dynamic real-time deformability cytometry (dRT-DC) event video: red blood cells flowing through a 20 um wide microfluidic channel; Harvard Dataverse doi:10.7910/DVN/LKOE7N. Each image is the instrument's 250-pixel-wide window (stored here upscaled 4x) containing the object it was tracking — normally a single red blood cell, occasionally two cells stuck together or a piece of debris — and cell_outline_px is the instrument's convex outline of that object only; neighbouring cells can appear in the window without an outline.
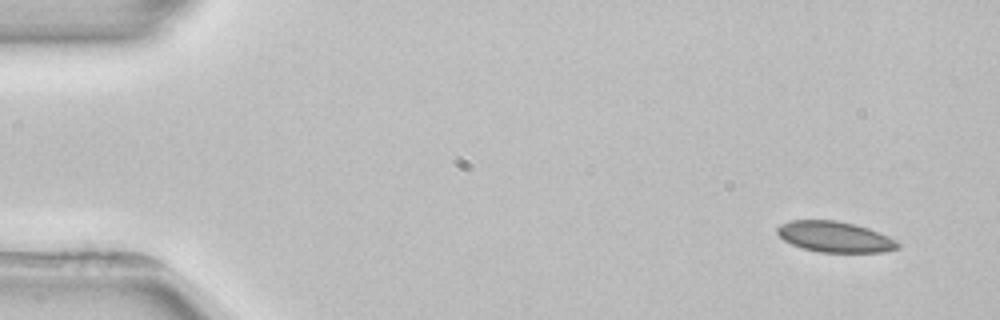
{"species": "common noctule bat (a hibernating species)", "species_latin": "Nyctalus noctula", "temperature_condition": "room temperature", "stored_images_in_passage": 4, "camera_frame_rate_fps": 3000, "um_per_image_px": 0.085, "animal": {"sex": "female", "body_mass_g": 22.7, "forearm_length_mm": 54.2}, "frame": {"image": 1, "passage_image": 1, "time_ms": 0.0, "image_size_px": [1000, 320], "cell_outline_px": [[900, 248], [884, 252], [820, 252], [804, 248], [792, 244], [784, 240], [776, 232], [776, 228], [780, 224], [792, 220], [836, 220], [856, 224], [868, 228], [888, 236], [896, 240], [900, 244]], "centroid_in_image_um": [70.98, 20.12], "position_along_channel_um": 14.0, "area_um2": 21.62}}
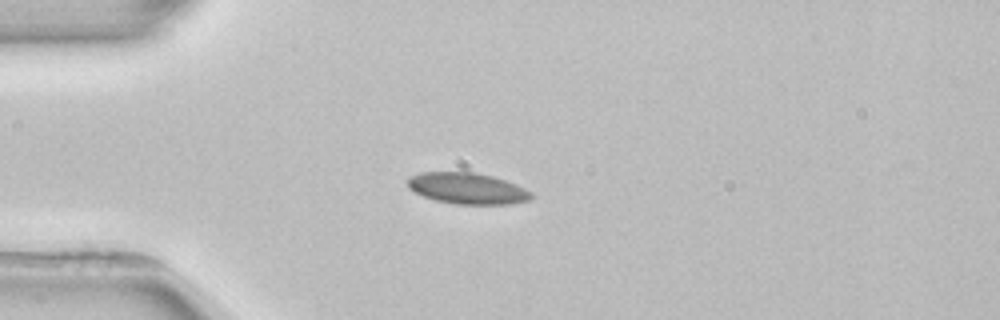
{"frame": {"image": 2, "passage_image": 3, "time_ms": 3.333, "image_size_px": [1000, 320], "cell_outline_px": [[532, 196], [528, 200], [512, 204], [456, 204], [436, 200], [424, 196], [408, 188], [408, 176], [424, 172], [472, 172], [492, 176], [516, 184], [532, 192]], "centroid_in_image_um": [39.72, 16.01], "position_along_channel_um": 45.3, "area_um2": 22.31}}
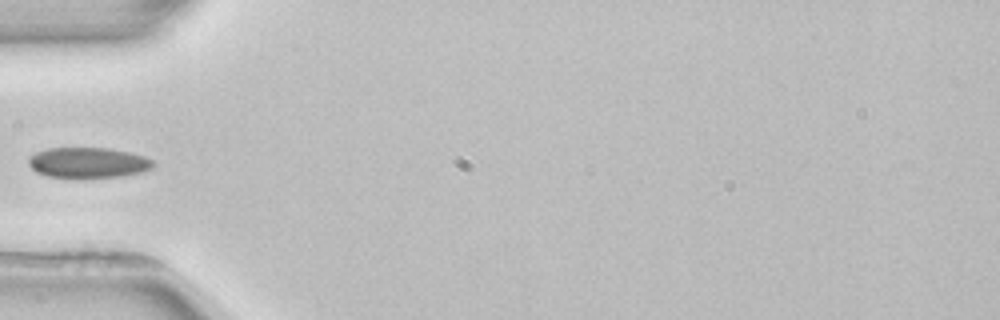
{"frame": {"image": 3, "passage_image": 4, "time_ms": 4.667, "image_size_px": [1000, 320], "cell_outline_px": [[156, 164], [152, 168], [140, 172], [124, 176], [48, 176], [36, 172], [28, 164], [28, 160], [36, 152], [48, 148], [108, 148], [128, 152], [144, 156], [152, 160]], "centroid_in_image_um": [7.51, 13.8], "position_along_channel_um": 77.5, "area_um2": 21.62}}